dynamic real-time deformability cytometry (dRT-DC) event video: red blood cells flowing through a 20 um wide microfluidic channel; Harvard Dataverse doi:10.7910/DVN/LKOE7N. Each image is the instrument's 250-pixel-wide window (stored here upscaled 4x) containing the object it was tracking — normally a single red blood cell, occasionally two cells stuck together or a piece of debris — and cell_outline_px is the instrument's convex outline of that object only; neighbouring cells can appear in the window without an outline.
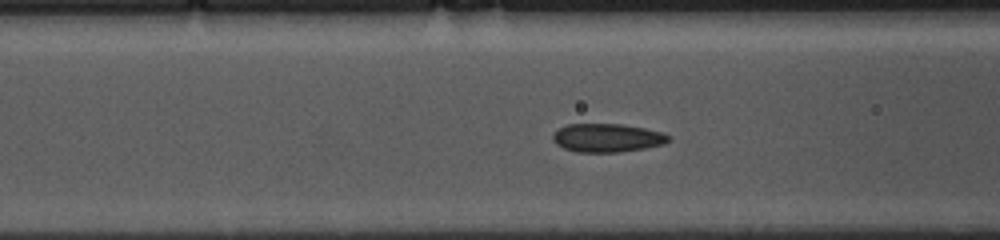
{"species": "common noctule bat (a hibernating species)", "species_latin": "Nyctalus noctula", "temperature_condition": "cold", "stored_images_in_passage": 55, "camera_frame_rate_fps": 3000, "um_per_image_px": 0.085, "animal": {"sex": "female", "body_mass_g": 10.0, "forearm_length_mm": 53.1}, "frame": {"image": 1, "passage_image": 19, "time_ms": 6.0, "image_size_px": [1000, 240], "cell_outline_px": [[672, 136], [664, 144], [644, 148], [616, 152], [576, 152], [564, 148], [556, 144], [552, 140], [552, 136], [560, 128], [568, 124], [620, 124], [644, 128], [664, 132]], "centroid_in_image_um": [51.62, 11.71], "position_along_channel_um": 115.0, "area_um2": 19.13}}
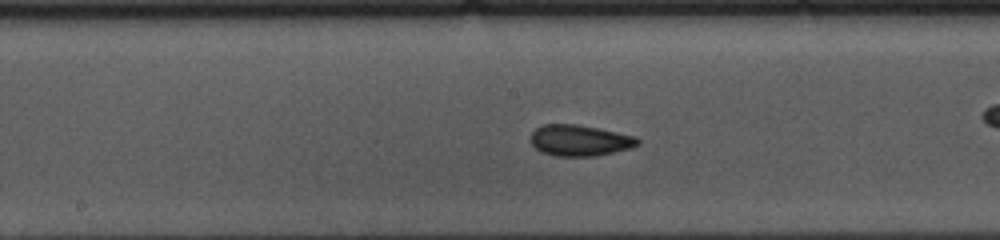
{"frame": {"image": 2, "passage_image": 26, "time_ms": 8.333, "image_size_px": [1000, 240], "cell_outline_px": [[640, 144], [632, 148], [596, 156], [556, 156], [540, 152], [532, 144], [532, 132], [536, 128], [544, 124], [576, 124], [636, 136], [640, 140]], "centroid_in_image_um": [49.3, 11.94], "position_along_channel_um": 198.9, "area_um2": 19.36}}
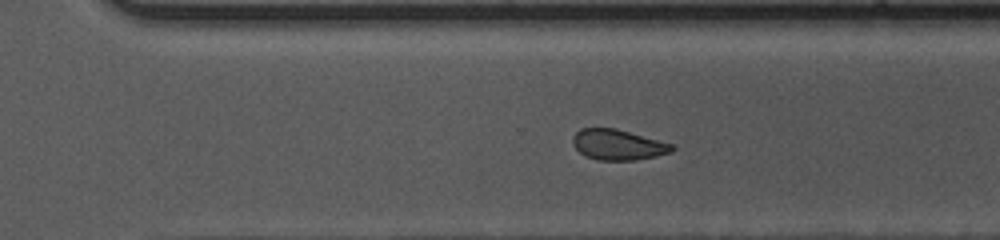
{"frame": {"image": 3, "passage_image": 36, "time_ms": 11.667, "image_size_px": [1000, 240], "cell_outline_px": [[676, 148], [672, 152], [656, 156], [636, 160], [596, 160], [584, 156], [572, 144], [572, 136], [580, 128], [616, 128], [676, 144]], "centroid_in_image_um": [52.56, 12.3], "position_along_channel_um": 318.0, "area_um2": 18.03}, "authors_computed_cell_mechanics": {"area_um2": 19.1896, "velocity_mm_per_s": 3.5918, "shape_relaxation_time_tau1_ms": 3.0526, "shape_relaxation_time_tau2_ms": 1.4441, "deformation_change_tau1": 0.106, "deformation_change_tau2": 0.076}}